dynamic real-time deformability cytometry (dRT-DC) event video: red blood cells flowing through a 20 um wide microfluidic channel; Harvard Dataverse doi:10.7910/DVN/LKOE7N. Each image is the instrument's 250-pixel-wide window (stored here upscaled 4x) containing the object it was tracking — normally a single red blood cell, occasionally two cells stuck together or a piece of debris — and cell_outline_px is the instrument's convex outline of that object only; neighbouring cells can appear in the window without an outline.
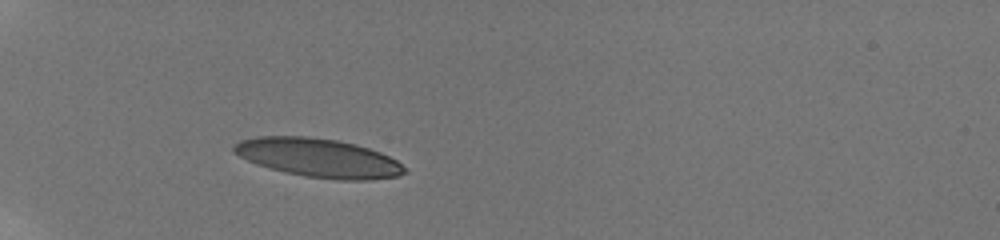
{"species": "human", "species_latin": "Homo sapiens", "temperature_condition": "room temperature", "stored_images_in_passage": 49, "camera_frame_rate_fps": 3000, "um_per_image_px": 0.085, "donor": {"sex": "male"}, "frame": {"image": 1, "passage_image": 1, "time_ms": 0.0, "image_size_px": [1000, 240], "cell_outline_px": [[408, 172], [400, 176], [372, 180], [340, 180], [304, 176], [284, 172], [256, 164], [232, 152], [232, 144], [240, 140], [256, 136], [308, 136], [336, 140], [356, 144], [380, 152], [396, 160]], "centroid_in_image_um": [27.05, 13.41], "position_along_channel_um": 57.9, "area_um2": 38.73}}
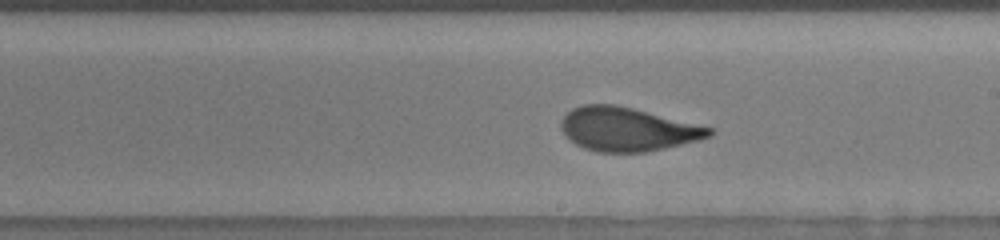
{"frame": {"image": 2, "passage_image": 25, "time_ms": 5.333, "image_size_px": [1000, 240], "cell_outline_px": [[712, 136], [700, 140], [664, 148], [644, 152], [596, 152], [584, 148], [576, 144], [564, 136], [560, 128], [560, 124], [564, 116], [572, 108], [584, 104], [616, 104], [712, 128]], "centroid_in_image_um": [53.28, 10.99], "position_along_channel_um": 235.7, "area_um2": 37.57}}
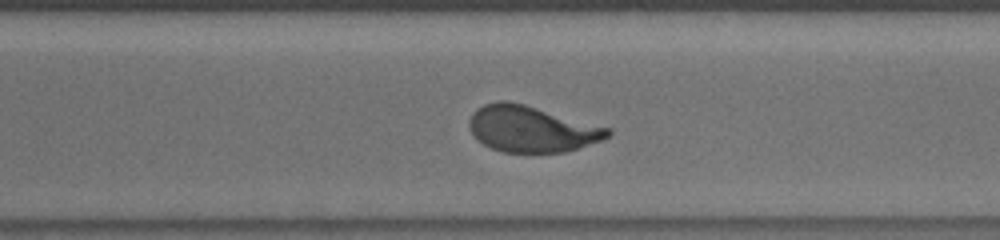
{"frame": {"image": 3, "passage_image": 39, "time_ms": 7.667, "image_size_px": [1000, 240], "cell_outline_px": [[612, 132], [608, 136], [600, 140], [564, 152], [504, 152], [492, 148], [484, 144], [472, 132], [468, 124], [468, 120], [472, 112], [476, 108], [484, 104], [500, 100], [508, 100], [524, 104], [612, 128]], "centroid_in_image_um": [45.17, 10.94], "position_along_channel_um": 325.4, "area_um2": 37.05}, "authors_computed_cell_mechanics": {"area_um2": 37.6278, "velocity_mm_per_s": 3.8582, "shape_relaxation_time_tau1_ms": 4.1673, "shape_relaxation_time_tau2_ms": null, "deformation_change_tau1": 0.1847, "deformation_change_tau2": null}}